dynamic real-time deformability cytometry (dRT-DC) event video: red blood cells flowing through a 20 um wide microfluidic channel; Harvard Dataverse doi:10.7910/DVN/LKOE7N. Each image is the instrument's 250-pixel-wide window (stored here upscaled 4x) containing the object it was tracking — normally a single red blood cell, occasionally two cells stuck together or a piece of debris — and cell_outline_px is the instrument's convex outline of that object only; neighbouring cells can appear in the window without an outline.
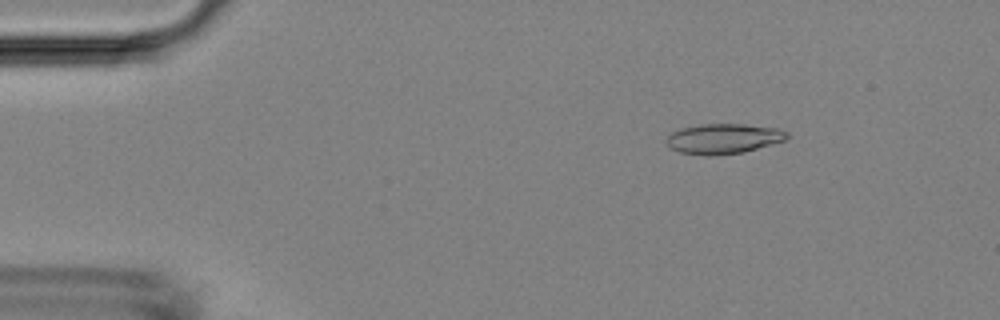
{"species": "Egyptian fruit bat (a non-hibernating species)", "species_latin": "Rousettus aegyptiacus", "temperature_condition": "room temperature", "stored_images_in_passage": 4, "camera_frame_rate_fps": 3000, "um_per_image_px": 0.085, "animal": {"sex": "female"}, "frame": {"image": 1, "passage_image": 2, "time_ms": 1.333, "image_size_px": [1000, 320], "cell_outline_px": [[788, 140], [744, 152], [708, 156], [704, 156], [680, 152], [672, 148], [664, 140], [672, 132], [680, 128], [700, 124], [744, 124], [780, 128], [788, 132]], "centroid_in_image_um": [61.53, 11.78], "position_along_channel_um": 23.5, "area_um2": 21.39}}